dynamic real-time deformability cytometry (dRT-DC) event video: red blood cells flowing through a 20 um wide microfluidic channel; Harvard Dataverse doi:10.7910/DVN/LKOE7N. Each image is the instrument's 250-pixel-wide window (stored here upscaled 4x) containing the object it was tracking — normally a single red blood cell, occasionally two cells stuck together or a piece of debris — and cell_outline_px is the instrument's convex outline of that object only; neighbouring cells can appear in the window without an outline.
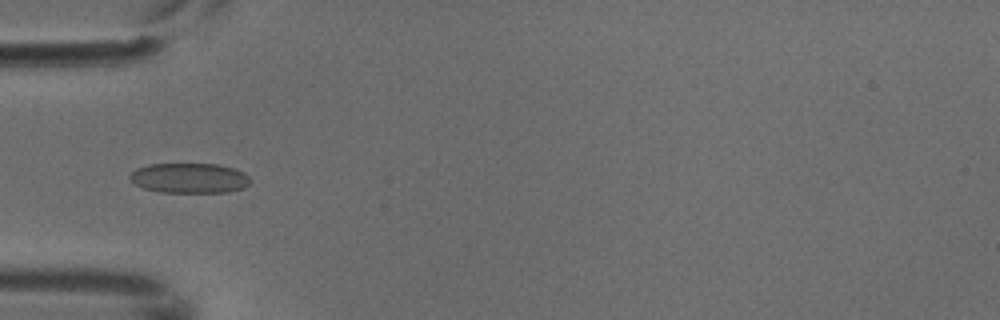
{"species": "common noctule bat (a hibernating species)", "species_latin": "Nyctalus noctula", "temperature_condition": "cold", "stored_images_in_passage": 4, "camera_frame_rate_fps": 3000, "um_per_image_px": 0.085, "animal": {"sex": "male", "body_mass_g": 18.8}, "frame": {"image": 1, "passage_image": 4, "time_ms": 1.0, "image_size_px": [1000, 320], "cell_outline_px": [[252, 180], [244, 188], [228, 192], [160, 192], [144, 188], [136, 184], [128, 176], [136, 168], [148, 164], [216, 164], [232, 168], [244, 172]], "centroid_in_image_um": [16.11, 15.13], "position_along_channel_um": 68.9, "area_um2": 21.04}}